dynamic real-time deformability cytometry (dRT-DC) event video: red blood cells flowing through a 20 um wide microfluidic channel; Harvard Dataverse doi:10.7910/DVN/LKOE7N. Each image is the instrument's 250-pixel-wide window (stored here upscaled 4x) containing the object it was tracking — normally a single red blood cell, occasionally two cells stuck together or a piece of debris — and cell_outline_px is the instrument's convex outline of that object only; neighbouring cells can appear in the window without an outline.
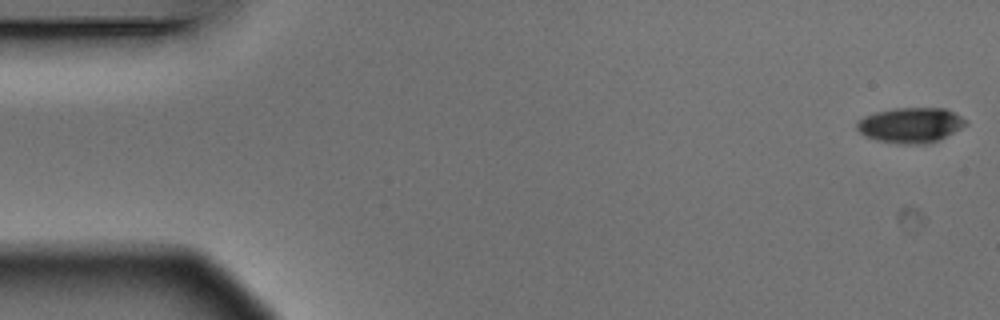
{"species": "Egyptian fruit bat (a non-hibernating species)", "species_latin": "Rousettus aegyptiacus", "temperature_condition": "warm", "stored_images_in_passage": 5, "camera_frame_rate_fps": 3000, "um_per_image_px": 0.085, "animal": {"sex": "male"}, "frame": {"image": 1, "passage_image": 1, "time_ms": 0.0, "image_size_px": [1000, 320], "cell_outline_px": [[968, 124], [936, 140], [924, 144], [900, 144], [876, 140], [864, 136], [856, 128], [856, 124], [864, 116], [876, 112], [896, 108], [944, 108], [968, 120]], "centroid_in_image_um": [77.37, 10.63], "position_along_channel_um": 7.6, "area_um2": 22.08}}
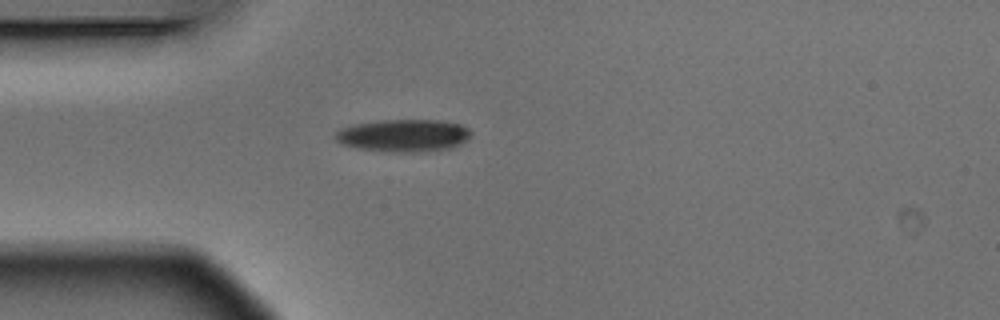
{"frame": {"image": 2, "passage_image": 5, "time_ms": 1.333, "image_size_px": [1000, 320], "cell_outline_px": [[472, 132], [468, 140], [452, 148], [416, 152], [392, 152], [360, 148], [340, 144], [336, 140], [336, 132], [340, 128], [352, 124], [384, 120], [440, 120], [460, 124], [468, 128]], "centroid_in_image_um": [34.32, 11.51], "position_along_channel_um": 50.7, "area_um2": 25.72}}